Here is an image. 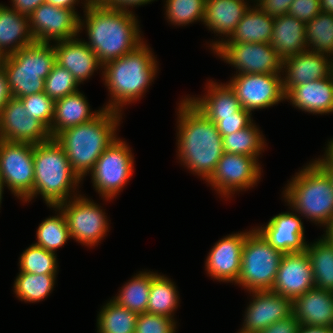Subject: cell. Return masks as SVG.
I'll use <instances>...</instances> for the list:
<instances>
[{"mask_svg": "<svg viewBox=\"0 0 333 333\" xmlns=\"http://www.w3.org/2000/svg\"><path fill=\"white\" fill-rule=\"evenodd\" d=\"M179 106V157L192 172L208 180L224 153L223 139L210 121L188 98Z\"/></svg>", "mask_w": 333, "mask_h": 333, "instance_id": "1", "label": "cell"}, {"mask_svg": "<svg viewBox=\"0 0 333 333\" xmlns=\"http://www.w3.org/2000/svg\"><path fill=\"white\" fill-rule=\"evenodd\" d=\"M89 42L102 65L118 59L143 43L138 22L132 12L106 8L102 4L85 3Z\"/></svg>", "mask_w": 333, "mask_h": 333, "instance_id": "2", "label": "cell"}, {"mask_svg": "<svg viewBox=\"0 0 333 333\" xmlns=\"http://www.w3.org/2000/svg\"><path fill=\"white\" fill-rule=\"evenodd\" d=\"M120 112L104 109L92 121L69 127L54 138L66 152L70 166L82 180L97 159L117 139Z\"/></svg>", "mask_w": 333, "mask_h": 333, "instance_id": "3", "label": "cell"}, {"mask_svg": "<svg viewBox=\"0 0 333 333\" xmlns=\"http://www.w3.org/2000/svg\"><path fill=\"white\" fill-rule=\"evenodd\" d=\"M150 49L142 43L132 52L107 62L104 68L105 85L112 98L104 109L121 112V106L139 99L156 75V61Z\"/></svg>", "mask_w": 333, "mask_h": 333, "instance_id": "4", "label": "cell"}, {"mask_svg": "<svg viewBox=\"0 0 333 333\" xmlns=\"http://www.w3.org/2000/svg\"><path fill=\"white\" fill-rule=\"evenodd\" d=\"M33 192L24 200L41 194L49 207L68 201L71 188L81 180L70 166L62 146L51 138L34 145ZM74 185V186H73Z\"/></svg>", "mask_w": 333, "mask_h": 333, "instance_id": "5", "label": "cell"}, {"mask_svg": "<svg viewBox=\"0 0 333 333\" xmlns=\"http://www.w3.org/2000/svg\"><path fill=\"white\" fill-rule=\"evenodd\" d=\"M285 199L295 211L327 227L333 220V185L328 174L314 161L288 184Z\"/></svg>", "mask_w": 333, "mask_h": 333, "instance_id": "6", "label": "cell"}, {"mask_svg": "<svg viewBox=\"0 0 333 333\" xmlns=\"http://www.w3.org/2000/svg\"><path fill=\"white\" fill-rule=\"evenodd\" d=\"M55 61L54 47L36 42L7 55L3 69L13 98L44 92L45 79Z\"/></svg>", "mask_w": 333, "mask_h": 333, "instance_id": "7", "label": "cell"}, {"mask_svg": "<svg viewBox=\"0 0 333 333\" xmlns=\"http://www.w3.org/2000/svg\"><path fill=\"white\" fill-rule=\"evenodd\" d=\"M283 253L274 249L261 233L254 229L246 236L241 269L236 283L247 290H271Z\"/></svg>", "mask_w": 333, "mask_h": 333, "instance_id": "8", "label": "cell"}, {"mask_svg": "<svg viewBox=\"0 0 333 333\" xmlns=\"http://www.w3.org/2000/svg\"><path fill=\"white\" fill-rule=\"evenodd\" d=\"M133 163L129 147L120 139H115L90 171L93 186L102 197L112 199L132 175Z\"/></svg>", "mask_w": 333, "mask_h": 333, "instance_id": "9", "label": "cell"}, {"mask_svg": "<svg viewBox=\"0 0 333 333\" xmlns=\"http://www.w3.org/2000/svg\"><path fill=\"white\" fill-rule=\"evenodd\" d=\"M212 49L226 62L239 70V74H279L282 60L270 43H212Z\"/></svg>", "mask_w": 333, "mask_h": 333, "instance_id": "10", "label": "cell"}, {"mask_svg": "<svg viewBox=\"0 0 333 333\" xmlns=\"http://www.w3.org/2000/svg\"><path fill=\"white\" fill-rule=\"evenodd\" d=\"M33 154L34 144L0 139V177L23 200L33 192Z\"/></svg>", "mask_w": 333, "mask_h": 333, "instance_id": "11", "label": "cell"}, {"mask_svg": "<svg viewBox=\"0 0 333 333\" xmlns=\"http://www.w3.org/2000/svg\"><path fill=\"white\" fill-rule=\"evenodd\" d=\"M54 208L65 216L70 236L76 241L89 246L95 245L106 235L108 223L106 215L96 203L84 197H74Z\"/></svg>", "mask_w": 333, "mask_h": 333, "instance_id": "12", "label": "cell"}, {"mask_svg": "<svg viewBox=\"0 0 333 333\" xmlns=\"http://www.w3.org/2000/svg\"><path fill=\"white\" fill-rule=\"evenodd\" d=\"M29 17V29L36 42L49 43L76 38L84 23L80 16L66 8H59L47 3L41 4Z\"/></svg>", "mask_w": 333, "mask_h": 333, "instance_id": "13", "label": "cell"}, {"mask_svg": "<svg viewBox=\"0 0 333 333\" xmlns=\"http://www.w3.org/2000/svg\"><path fill=\"white\" fill-rule=\"evenodd\" d=\"M228 84L235 91L241 107L250 113L285 99L278 74H237Z\"/></svg>", "mask_w": 333, "mask_h": 333, "instance_id": "14", "label": "cell"}, {"mask_svg": "<svg viewBox=\"0 0 333 333\" xmlns=\"http://www.w3.org/2000/svg\"><path fill=\"white\" fill-rule=\"evenodd\" d=\"M260 169L255 157L224 152L207 181L226 197L233 191L256 184L261 175Z\"/></svg>", "mask_w": 333, "mask_h": 333, "instance_id": "15", "label": "cell"}, {"mask_svg": "<svg viewBox=\"0 0 333 333\" xmlns=\"http://www.w3.org/2000/svg\"><path fill=\"white\" fill-rule=\"evenodd\" d=\"M49 129L38 119L27 115L20 99L11 98L0 113V139L39 144L51 139Z\"/></svg>", "mask_w": 333, "mask_h": 333, "instance_id": "16", "label": "cell"}, {"mask_svg": "<svg viewBox=\"0 0 333 333\" xmlns=\"http://www.w3.org/2000/svg\"><path fill=\"white\" fill-rule=\"evenodd\" d=\"M314 286L313 271L306 250L283 254L270 291L293 301Z\"/></svg>", "mask_w": 333, "mask_h": 333, "instance_id": "17", "label": "cell"}, {"mask_svg": "<svg viewBox=\"0 0 333 333\" xmlns=\"http://www.w3.org/2000/svg\"><path fill=\"white\" fill-rule=\"evenodd\" d=\"M253 302L247 307L239 333H257L292 315V300L270 290L252 291Z\"/></svg>", "mask_w": 333, "mask_h": 333, "instance_id": "18", "label": "cell"}, {"mask_svg": "<svg viewBox=\"0 0 333 333\" xmlns=\"http://www.w3.org/2000/svg\"><path fill=\"white\" fill-rule=\"evenodd\" d=\"M248 233L229 235L214 245L205 263L210 276L219 281L237 282L241 269L242 248Z\"/></svg>", "mask_w": 333, "mask_h": 333, "instance_id": "19", "label": "cell"}, {"mask_svg": "<svg viewBox=\"0 0 333 333\" xmlns=\"http://www.w3.org/2000/svg\"><path fill=\"white\" fill-rule=\"evenodd\" d=\"M333 60L323 53H315L309 49L282 60V68H286L287 76L282 78L284 93L290 88L307 82L330 77L333 74Z\"/></svg>", "mask_w": 333, "mask_h": 333, "instance_id": "20", "label": "cell"}, {"mask_svg": "<svg viewBox=\"0 0 333 333\" xmlns=\"http://www.w3.org/2000/svg\"><path fill=\"white\" fill-rule=\"evenodd\" d=\"M257 230L274 249L283 254L306 250L303 223L293 213L278 214L272 217L265 227Z\"/></svg>", "mask_w": 333, "mask_h": 333, "instance_id": "21", "label": "cell"}, {"mask_svg": "<svg viewBox=\"0 0 333 333\" xmlns=\"http://www.w3.org/2000/svg\"><path fill=\"white\" fill-rule=\"evenodd\" d=\"M292 313L299 325L333 328V292L314 286L292 301Z\"/></svg>", "mask_w": 333, "mask_h": 333, "instance_id": "22", "label": "cell"}, {"mask_svg": "<svg viewBox=\"0 0 333 333\" xmlns=\"http://www.w3.org/2000/svg\"><path fill=\"white\" fill-rule=\"evenodd\" d=\"M57 43L53 46L56 64L69 70L79 84L88 79L98 66H103L84 41L73 38Z\"/></svg>", "mask_w": 333, "mask_h": 333, "instance_id": "23", "label": "cell"}, {"mask_svg": "<svg viewBox=\"0 0 333 333\" xmlns=\"http://www.w3.org/2000/svg\"><path fill=\"white\" fill-rule=\"evenodd\" d=\"M285 99L303 111L315 114L333 112V74L330 77L290 87Z\"/></svg>", "mask_w": 333, "mask_h": 333, "instance_id": "24", "label": "cell"}, {"mask_svg": "<svg viewBox=\"0 0 333 333\" xmlns=\"http://www.w3.org/2000/svg\"><path fill=\"white\" fill-rule=\"evenodd\" d=\"M210 85L207 96L201 98H188V100L201 111L210 121L217 123L222 117L251 116V113L241 107L235 91L227 85Z\"/></svg>", "mask_w": 333, "mask_h": 333, "instance_id": "25", "label": "cell"}, {"mask_svg": "<svg viewBox=\"0 0 333 333\" xmlns=\"http://www.w3.org/2000/svg\"><path fill=\"white\" fill-rule=\"evenodd\" d=\"M270 45L281 60L305 52L306 24L289 14L274 17Z\"/></svg>", "mask_w": 333, "mask_h": 333, "instance_id": "26", "label": "cell"}, {"mask_svg": "<svg viewBox=\"0 0 333 333\" xmlns=\"http://www.w3.org/2000/svg\"><path fill=\"white\" fill-rule=\"evenodd\" d=\"M54 109V119L50 127L52 138L66 128L92 121L103 110L90 112L89 104L80 91L56 100Z\"/></svg>", "mask_w": 333, "mask_h": 333, "instance_id": "27", "label": "cell"}, {"mask_svg": "<svg viewBox=\"0 0 333 333\" xmlns=\"http://www.w3.org/2000/svg\"><path fill=\"white\" fill-rule=\"evenodd\" d=\"M28 22V16L0 5V49L6 55L17 52L34 42Z\"/></svg>", "mask_w": 333, "mask_h": 333, "instance_id": "28", "label": "cell"}, {"mask_svg": "<svg viewBox=\"0 0 333 333\" xmlns=\"http://www.w3.org/2000/svg\"><path fill=\"white\" fill-rule=\"evenodd\" d=\"M248 9L244 0H206L203 22L209 29L227 37Z\"/></svg>", "mask_w": 333, "mask_h": 333, "instance_id": "29", "label": "cell"}, {"mask_svg": "<svg viewBox=\"0 0 333 333\" xmlns=\"http://www.w3.org/2000/svg\"><path fill=\"white\" fill-rule=\"evenodd\" d=\"M273 25L274 17L264 13L259 7H249L227 42L270 43Z\"/></svg>", "mask_w": 333, "mask_h": 333, "instance_id": "30", "label": "cell"}, {"mask_svg": "<svg viewBox=\"0 0 333 333\" xmlns=\"http://www.w3.org/2000/svg\"><path fill=\"white\" fill-rule=\"evenodd\" d=\"M315 287L333 292V241L326 235L306 246Z\"/></svg>", "mask_w": 333, "mask_h": 333, "instance_id": "31", "label": "cell"}, {"mask_svg": "<svg viewBox=\"0 0 333 333\" xmlns=\"http://www.w3.org/2000/svg\"><path fill=\"white\" fill-rule=\"evenodd\" d=\"M155 273L140 272L125 284L119 295L113 300L137 314L145 313L148 305L151 281Z\"/></svg>", "mask_w": 333, "mask_h": 333, "instance_id": "32", "label": "cell"}, {"mask_svg": "<svg viewBox=\"0 0 333 333\" xmlns=\"http://www.w3.org/2000/svg\"><path fill=\"white\" fill-rule=\"evenodd\" d=\"M178 302L174 283L156 273L151 281L146 312L172 318L171 313L177 308Z\"/></svg>", "mask_w": 333, "mask_h": 333, "instance_id": "33", "label": "cell"}, {"mask_svg": "<svg viewBox=\"0 0 333 333\" xmlns=\"http://www.w3.org/2000/svg\"><path fill=\"white\" fill-rule=\"evenodd\" d=\"M138 314L110 300L98 315L99 333H135Z\"/></svg>", "mask_w": 333, "mask_h": 333, "instance_id": "34", "label": "cell"}, {"mask_svg": "<svg viewBox=\"0 0 333 333\" xmlns=\"http://www.w3.org/2000/svg\"><path fill=\"white\" fill-rule=\"evenodd\" d=\"M56 274H33L21 272L14 283V292L25 302H39L51 293Z\"/></svg>", "mask_w": 333, "mask_h": 333, "instance_id": "35", "label": "cell"}, {"mask_svg": "<svg viewBox=\"0 0 333 333\" xmlns=\"http://www.w3.org/2000/svg\"><path fill=\"white\" fill-rule=\"evenodd\" d=\"M222 139L225 153L248 155L256 159L265 143L253 123L242 130L223 136Z\"/></svg>", "mask_w": 333, "mask_h": 333, "instance_id": "36", "label": "cell"}, {"mask_svg": "<svg viewBox=\"0 0 333 333\" xmlns=\"http://www.w3.org/2000/svg\"><path fill=\"white\" fill-rule=\"evenodd\" d=\"M312 52L333 55V14L320 12L306 23V45Z\"/></svg>", "mask_w": 333, "mask_h": 333, "instance_id": "37", "label": "cell"}, {"mask_svg": "<svg viewBox=\"0 0 333 333\" xmlns=\"http://www.w3.org/2000/svg\"><path fill=\"white\" fill-rule=\"evenodd\" d=\"M45 219L37 229V240L35 245L47 251L55 252L71 238L64 214Z\"/></svg>", "mask_w": 333, "mask_h": 333, "instance_id": "38", "label": "cell"}, {"mask_svg": "<svg viewBox=\"0 0 333 333\" xmlns=\"http://www.w3.org/2000/svg\"><path fill=\"white\" fill-rule=\"evenodd\" d=\"M20 271L33 274H56L57 261L53 252L32 244L20 257Z\"/></svg>", "mask_w": 333, "mask_h": 333, "instance_id": "39", "label": "cell"}, {"mask_svg": "<svg viewBox=\"0 0 333 333\" xmlns=\"http://www.w3.org/2000/svg\"><path fill=\"white\" fill-rule=\"evenodd\" d=\"M165 5L168 19L175 25L204 20L206 0H167Z\"/></svg>", "mask_w": 333, "mask_h": 333, "instance_id": "40", "label": "cell"}, {"mask_svg": "<svg viewBox=\"0 0 333 333\" xmlns=\"http://www.w3.org/2000/svg\"><path fill=\"white\" fill-rule=\"evenodd\" d=\"M78 85L79 83L69 70L55 63L45 79L44 92L56 101L77 92Z\"/></svg>", "mask_w": 333, "mask_h": 333, "instance_id": "41", "label": "cell"}, {"mask_svg": "<svg viewBox=\"0 0 333 333\" xmlns=\"http://www.w3.org/2000/svg\"><path fill=\"white\" fill-rule=\"evenodd\" d=\"M24 104L27 115L41 121L50 131L54 119L55 101L45 92L19 98Z\"/></svg>", "mask_w": 333, "mask_h": 333, "instance_id": "42", "label": "cell"}, {"mask_svg": "<svg viewBox=\"0 0 333 333\" xmlns=\"http://www.w3.org/2000/svg\"><path fill=\"white\" fill-rule=\"evenodd\" d=\"M175 322L170 317L157 314H138L135 333H175Z\"/></svg>", "mask_w": 333, "mask_h": 333, "instance_id": "43", "label": "cell"}, {"mask_svg": "<svg viewBox=\"0 0 333 333\" xmlns=\"http://www.w3.org/2000/svg\"><path fill=\"white\" fill-rule=\"evenodd\" d=\"M320 12V0H294L287 14L306 24L314 19Z\"/></svg>", "mask_w": 333, "mask_h": 333, "instance_id": "44", "label": "cell"}, {"mask_svg": "<svg viewBox=\"0 0 333 333\" xmlns=\"http://www.w3.org/2000/svg\"><path fill=\"white\" fill-rule=\"evenodd\" d=\"M252 121L251 116H228L222 117V120L216 123V127L223 137L248 127Z\"/></svg>", "mask_w": 333, "mask_h": 333, "instance_id": "45", "label": "cell"}, {"mask_svg": "<svg viewBox=\"0 0 333 333\" xmlns=\"http://www.w3.org/2000/svg\"><path fill=\"white\" fill-rule=\"evenodd\" d=\"M294 0H257L258 6L264 13L272 16H282L288 13Z\"/></svg>", "mask_w": 333, "mask_h": 333, "instance_id": "46", "label": "cell"}, {"mask_svg": "<svg viewBox=\"0 0 333 333\" xmlns=\"http://www.w3.org/2000/svg\"><path fill=\"white\" fill-rule=\"evenodd\" d=\"M299 322L292 314L288 318L277 321L257 333H297Z\"/></svg>", "mask_w": 333, "mask_h": 333, "instance_id": "47", "label": "cell"}, {"mask_svg": "<svg viewBox=\"0 0 333 333\" xmlns=\"http://www.w3.org/2000/svg\"><path fill=\"white\" fill-rule=\"evenodd\" d=\"M13 8L19 14L30 16L45 0H12Z\"/></svg>", "mask_w": 333, "mask_h": 333, "instance_id": "48", "label": "cell"}, {"mask_svg": "<svg viewBox=\"0 0 333 333\" xmlns=\"http://www.w3.org/2000/svg\"><path fill=\"white\" fill-rule=\"evenodd\" d=\"M153 0H105L102 5L106 8L124 11V12H131L126 7L128 6H136V5H143L151 2Z\"/></svg>", "mask_w": 333, "mask_h": 333, "instance_id": "49", "label": "cell"}, {"mask_svg": "<svg viewBox=\"0 0 333 333\" xmlns=\"http://www.w3.org/2000/svg\"><path fill=\"white\" fill-rule=\"evenodd\" d=\"M13 98L5 70L0 69V113L2 109L7 105L9 100Z\"/></svg>", "mask_w": 333, "mask_h": 333, "instance_id": "50", "label": "cell"}, {"mask_svg": "<svg viewBox=\"0 0 333 333\" xmlns=\"http://www.w3.org/2000/svg\"><path fill=\"white\" fill-rule=\"evenodd\" d=\"M297 333H333V328L299 325Z\"/></svg>", "mask_w": 333, "mask_h": 333, "instance_id": "51", "label": "cell"}, {"mask_svg": "<svg viewBox=\"0 0 333 333\" xmlns=\"http://www.w3.org/2000/svg\"><path fill=\"white\" fill-rule=\"evenodd\" d=\"M78 0H45V3L59 7L74 10V5Z\"/></svg>", "mask_w": 333, "mask_h": 333, "instance_id": "52", "label": "cell"}, {"mask_svg": "<svg viewBox=\"0 0 333 333\" xmlns=\"http://www.w3.org/2000/svg\"><path fill=\"white\" fill-rule=\"evenodd\" d=\"M315 162L328 174L333 185V164L326 157L315 160Z\"/></svg>", "mask_w": 333, "mask_h": 333, "instance_id": "53", "label": "cell"}, {"mask_svg": "<svg viewBox=\"0 0 333 333\" xmlns=\"http://www.w3.org/2000/svg\"><path fill=\"white\" fill-rule=\"evenodd\" d=\"M322 12L333 14V0H320Z\"/></svg>", "mask_w": 333, "mask_h": 333, "instance_id": "54", "label": "cell"}, {"mask_svg": "<svg viewBox=\"0 0 333 333\" xmlns=\"http://www.w3.org/2000/svg\"><path fill=\"white\" fill-rule=\"evenodd\" d=\"M325 155L326 158L333 164V140L329 142Z\"/></svg>", "mask_w": 333, "mask_h": 333, "instance_id": "55", "label": "cell"}, {"mask_svg": "<svg viewBox=\"0 0 333 333\" xmlns=\"http://www.w3.org/2000/svg\"><path fill=\"white\" fill-rule=\"evenodd\" d=\"M329 239L333 240V220L331 224L326 227V234H325Z\"/></svg>", "mask_w": 333, "mask_h": 333, "instance_id": "56", "label": "cell"}, {"mask_svg": "<svg viewBox=\"0 0 333 333\" xmlns=\"http://www.w3.org/2000/svg\"><path fill=\"white\" fill-rule=\"evenodd\" d=\"M7 55L0 49V69L3 68Z\"/></svg>", "mask_w": 333, "mask_h": 333, "instance_id": "57", "label": "cell"}, {"mask_svg": "<svg viewBox=\"0 0 333 333\" xmlns=\"http://www.w3.org/2000/svg\"><path fill=\"white\" fill-rule=\"evenodd\" d=\"M105 0H86L88 4H102Z\"/></svg>", "mask_w": 333, "mask_h": 333, "instance_id": "58", "label": "cell"}, {"mask_svg": "<svg viewBox=\"0 0 333 333\" xmlns=\"http://www.w3.org/2000/svg\"><path fill=\"white\" fill-rule=\"evenodd\" d=\"M3 187H4V183L2 182V179L0 177V204H1V200H2Z\"/></svg>", "mask_w": 333, "mask_h": 333, "instance_id": "59", "label": "cell"}]
</instances>
